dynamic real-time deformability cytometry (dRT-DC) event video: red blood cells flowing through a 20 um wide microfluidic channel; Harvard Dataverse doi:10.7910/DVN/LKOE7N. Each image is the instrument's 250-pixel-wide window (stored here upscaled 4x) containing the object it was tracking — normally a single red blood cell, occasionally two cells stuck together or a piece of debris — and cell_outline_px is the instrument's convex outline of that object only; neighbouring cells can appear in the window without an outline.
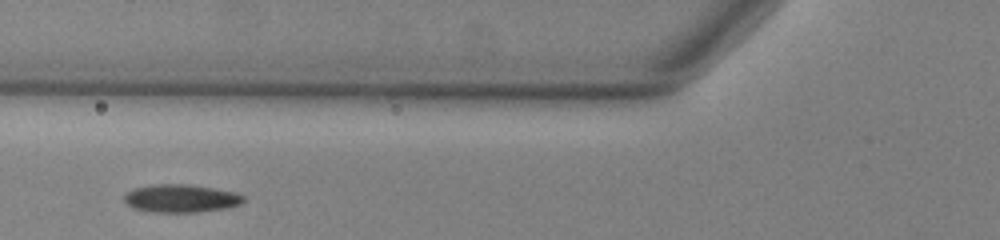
{"species": "common noctule bat (a hibernating species)", "species_latin": "Nyctalus noctula", "temperature_condition": "warm", "stored_images_in_passage": 14, "camera_frame_rate_fps": 3000, "um_per_image_px": 0.085, "animal": {"sex": "male", "body_mass_g": 13.0, "forearm_length_mm": 53.1}, "frame": {"image": 1, "passage_image": 5, "time_ms": 1.333, "image_size_px": [1000, 240], "cell_outline_px": [[244, 200], [240, 204], [224, 208], [196, 212], [152, 212], [132, 208], [124, 200], [124, 196], [128, 192], [136, 188], [156, 184], [188, 184], [236, 192], [244, 196]], "centroid_in_image_um": [15.38, 16.86], "position_along_channel_um": 110.4, "area_um2": 19.25}}
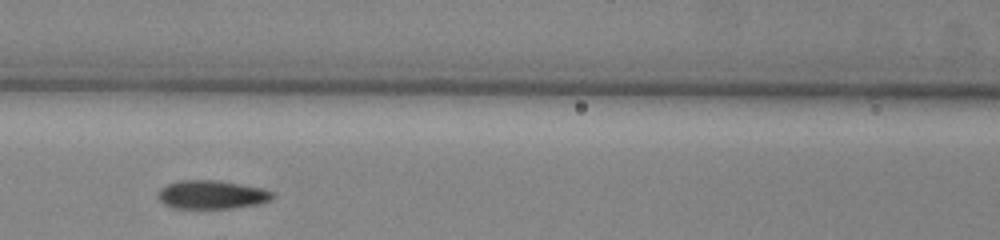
{"frame": {"image": 2, "passage_image": 8, "time_ms": 2.333, "image_size_px": [1000, 240], "cell_outline_px": [[272, 200], [260, 204], [232, 208], [172, 208], [164, 204], [156, 196], [156, 192], [160, 188], [168, 184], [180, 180], [216, 180], [240, 184], [260, 188], [272, 192]], "centroid_in_image_um": [17.95, 16.55], "position_along_channel_um": 148.7, "area_um2": 19.07}}